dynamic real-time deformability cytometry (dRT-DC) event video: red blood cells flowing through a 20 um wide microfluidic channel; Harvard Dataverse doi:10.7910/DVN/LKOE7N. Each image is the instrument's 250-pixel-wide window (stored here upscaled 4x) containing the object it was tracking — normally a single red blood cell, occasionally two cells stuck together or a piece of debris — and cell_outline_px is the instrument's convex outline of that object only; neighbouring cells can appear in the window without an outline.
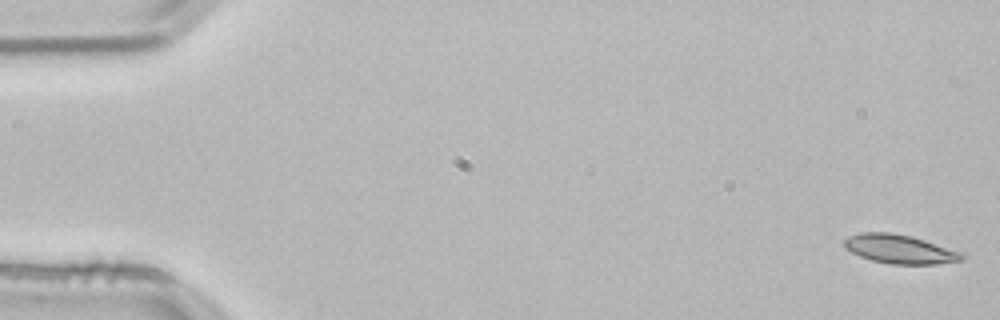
{"species": "common noctule bat (a hibernating species)", "species_latin": "Nyctalus noctula", "temperature_condition": "room temperature", "stored_images_in_passage": 53, "camera_frame_rate_fps": 3000, "um_per_image_px": 0.085, "animal": {"sex": "male", "body_mass_g": 21.5, "forearm_length_mm": 52.0}, "frame": {"image": 1, "passage_image": 1, "time_ms": 0.0, "image_size_px": [1000, 320], "cell_outline_px": [[964, 260], [936, 264], [892, 264], [872, 260], [860, 256], [844, 248], [844, 240], [860, 232], [892, 232], [912, 236], [960, 252], [964, 256]], "centroid_in_image_um": [76.46, 21.17], "position_along_channel_um": 8.5, "area_um2": 19.59}}
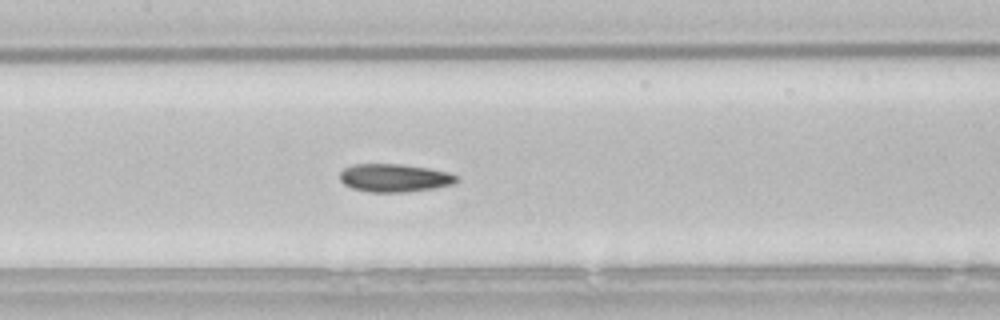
{"frame": {"image": 2, "passage_image": 25, "time_ms": 8.0, "image_size_px": [1000, 320], "cell_outline_px": [[456, 180], [452, 184], [436, 188], [408, 192], [368, 192], [352, 188], [344, 184], [340, 180], [340, 172], [344, 168], [352, 164], [400, 164], [428, 168], [448, 172], [456, 176]], "centroid_in_image_um": [33.49, 15.12], "position_along_channel_um": 173.9, "area_um2": 19.07}}
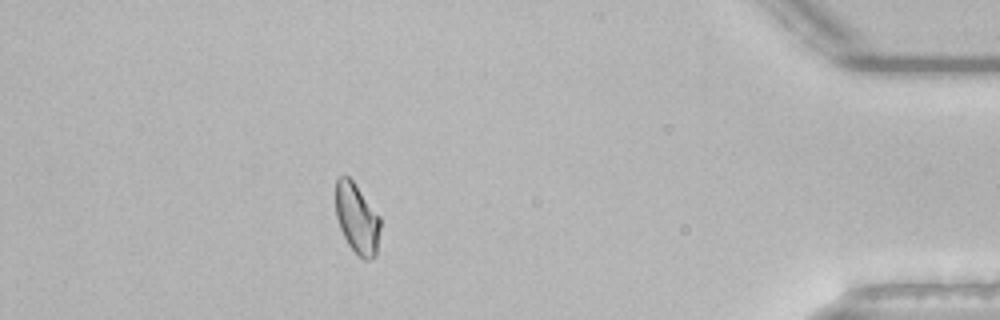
{"frame": {"image": 3, "passage_image": 47, "time_ms": 15.333, "image_size_px": [1000, 320], "cell_outline_px": [[380, 228], [376, 256], [372, 260], [364, 260], [348, 244], [340, 228], [336, 216], [336, 180], [340, 176], [348, 176], [352, 180], [380, 216]], "centroid_in_image_um": [30.35, 18.59], "position_along_channel_um": 404.8, "area_um2": 18.15}}